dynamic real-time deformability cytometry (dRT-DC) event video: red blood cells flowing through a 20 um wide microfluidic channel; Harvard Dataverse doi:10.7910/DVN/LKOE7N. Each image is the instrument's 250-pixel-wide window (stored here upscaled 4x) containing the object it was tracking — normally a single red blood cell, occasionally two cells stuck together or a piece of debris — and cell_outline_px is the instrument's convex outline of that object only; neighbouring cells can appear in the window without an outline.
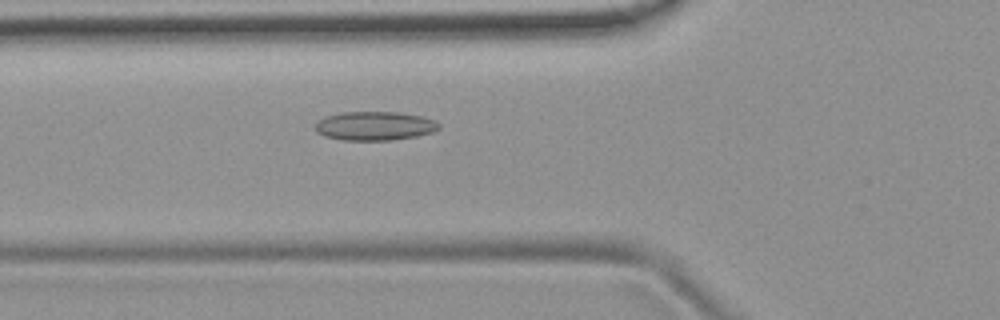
{"species": "common noctule bat (a hibernating species)", "species_latin": "Nyctalus noctula", "temperature_condition": "room temperature", "stored_images_in_passage": 53, "camera_frame_rate_fps": 3000, "um_per_image_px": 0.085, "animal": {"sex": "female", "body_mass_g": 19.9}, "frame": {"image": 1, "passage_image": 19, "time_ms": 6.0, "image_size_px": [1000, 320], "cell_outline_px": [[440, 128], [432, 132], [416, 136], [392, 140], [340, 140], [324, 136], [316, 132], [316, 124], [324, 116], [340, 112], [400, 112], [420, 116], [436, 120], [440, 124]], "centroid_in_image_um": [31.85, 10.7], "position_along_channel_um": 94.0, "area_um2": 20.92}}
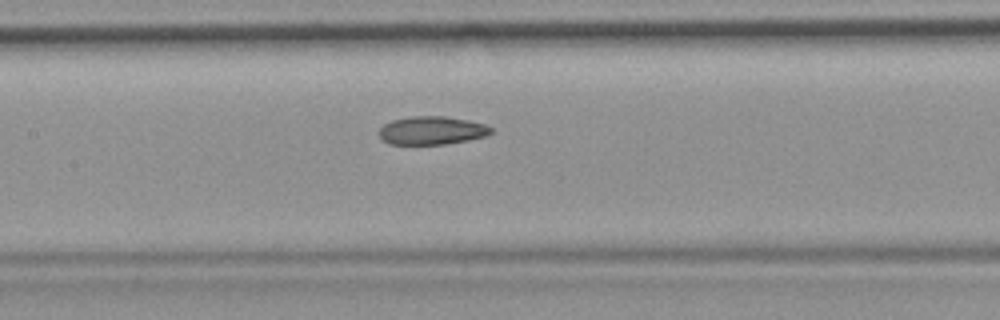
{"frame": {"image": 2, "passage_image": 25, "time_ms": 8.0, "image_size_px": [1000, 320], "cell_outline_px": [[492, 132], [488, 136], [468, 140], [444, 144], [388, 144], [380, 136], [380, 128], [384, 124], [392, 120], [412, 116], [444, 116], [468, 120], [484, 124], [492, 128]], "centroid_in_image_um": [36.72, 11.09], "position_along_channel_um": 170.7, "area_um2": 18.38}}
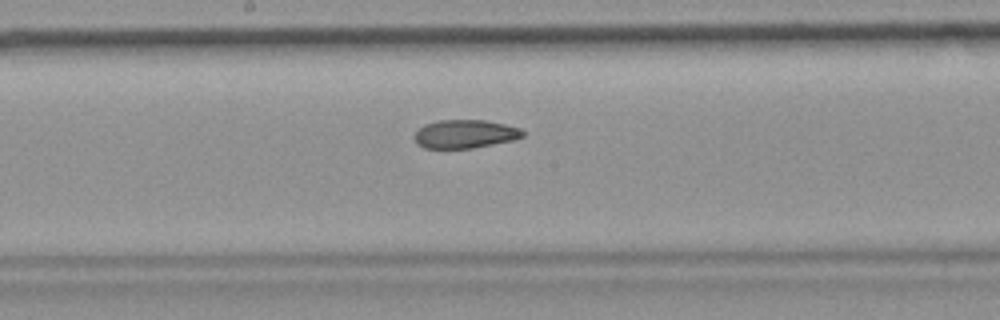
{"frame": {"image": 3, "passage_image": 28, "time_ms": 9.0, "image_size_px": [1000, 320], "cell_outline_px": [[524, 136], [516, 140], [472, 148], [424, 148], [416, 144], [412, 136], [424, 124], [436, 120], [484, 120], [504, 124], [520, 128], [524, 132]], "centroid_in_image_um": [39.51, 11.39], "position_along_channel_um": 208.7, "area_um2": 18.15}, "authors_computed_cell_mechanics": {"area_um2": 19.5942, "velocity_mm_per_s": 3.8196, "shape_relaxation_time_tau1_ms": 7.4072, "shape_relaxation_time_tau2_ms": 3.2751, "deformation_change_tau1": 0.1269, "deformation_change_tau2": 0.0824}}